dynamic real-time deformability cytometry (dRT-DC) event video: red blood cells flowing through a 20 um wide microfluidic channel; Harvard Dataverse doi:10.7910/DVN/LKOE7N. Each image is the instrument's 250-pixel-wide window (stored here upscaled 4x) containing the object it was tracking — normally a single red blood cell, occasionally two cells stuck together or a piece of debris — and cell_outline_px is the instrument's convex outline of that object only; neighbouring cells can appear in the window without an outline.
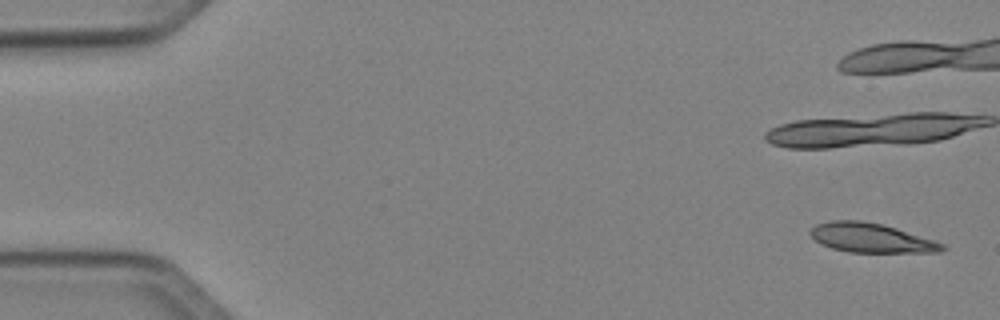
{"species": "Egyptian fruit bat (a non-hibernating species)", "species_latin": "Rousettus aegyptiacus", "temperature_condition": "cold", "stored_images_in_passage": 7, "camera_frame_rate_fps": 3000, "um_per_image_px": 0.085, "animal": {"sex": "female"}, "frame": {"image": 1, "passage_image": 1, "time_ms": 0.0, "image_size_px": [1000, 320], "cell_outline_px": [[948, 248], [940, 252], [848, 252], [832, 248], [820, 244], [808, 232], [816, 224], [828, 220], [860, 220], [884, 224], [936, 240], [944, 244]], "centroid_in_image_um": [74.07, 20.21], "position_along_channel_um": 10.9, "area_um2": 22.77}}
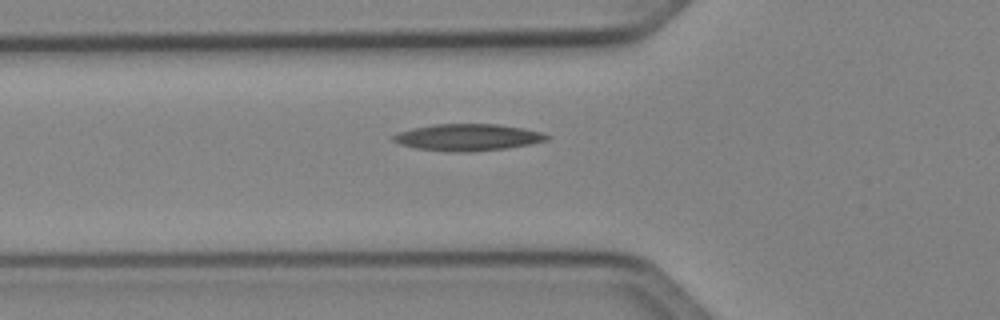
{"frame": {"image": 2, "passage_image": 6, "time_ms": 7.0, "image_size_px": [1000, 320], "cell_outline_px": [[552, 136], [548, 140], [528, 144], [504, 148], [416, 148], [400, 144], [392, 140], [392, 136], [400, 132], [412, 128], [432, 124], [496, 124], [524, 128], [544, 132]], "centroid_in_image_um": [39.83, 11.59], "position_along_channel_um": 86.0, "area_um2": 22.43}}